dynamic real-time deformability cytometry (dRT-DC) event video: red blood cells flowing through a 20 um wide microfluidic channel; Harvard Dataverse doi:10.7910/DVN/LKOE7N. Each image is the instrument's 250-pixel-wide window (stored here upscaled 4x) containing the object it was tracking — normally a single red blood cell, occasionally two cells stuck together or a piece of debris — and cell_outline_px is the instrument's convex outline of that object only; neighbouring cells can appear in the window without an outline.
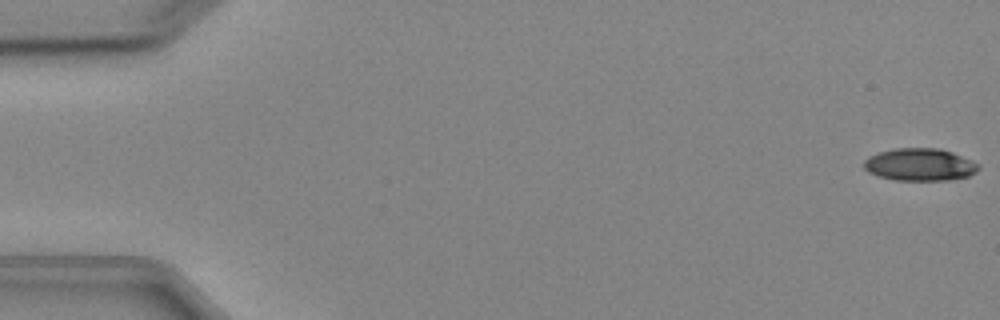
{"species": "Egyptian fruit bat (a non-hibernating species)", "species_latin": "Rousettus aegyptiacus", "temperature_condition": "cold", "stored_images_in_passage": 6, "camera_frame_rate_fps": 3000, "um_per_image_px": 0.085, "animal": {"sex": "female"}, "frame": {"image": 1, "passage_image": 1, "time_ms": 0.0, "image_size_px": [1000, 320], "cell_outline_px": [[980, 168], [976, 172], [968, 176], [948, 180], [892, 180], [868, 172], [864, 168], [864, 160], [868, 156], [876, 152], [892, 148], [940, 148], [952, 152], [972, 160], [980, 164]], "centroid_in_image_um": [78.17, 13.98], "position_along_channel_um": 6.8, "area_um2": 21.91}}
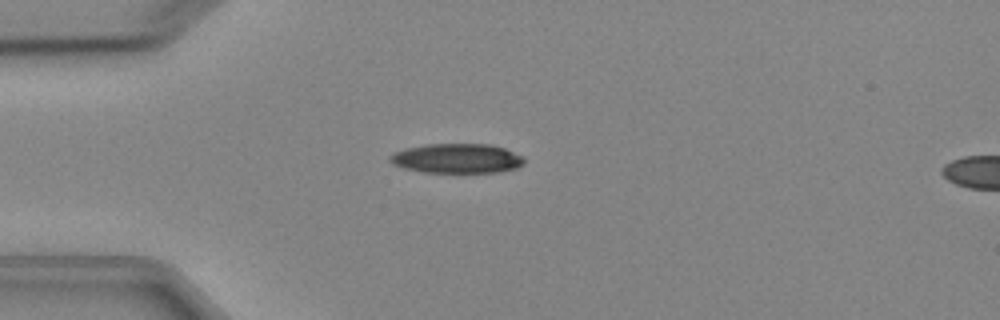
{"frame": {"image": 2, "passage_image": 5, "time_ms": 4.333, "image_size_px": [1000, 320], "cell_outline_px": [[524, 164], [516, 168], [496, 172], [424, 172], [404, 168], [392, 164], [388, 160], [388, 156], [392, 152], [408, 148], [428, 144], [488, 144], [504, 148], [524, 156]], "centroid_in_image_um": [38.82, 13.46], "position_along_channel_um": 46.2, "area_um2": 23.12}}